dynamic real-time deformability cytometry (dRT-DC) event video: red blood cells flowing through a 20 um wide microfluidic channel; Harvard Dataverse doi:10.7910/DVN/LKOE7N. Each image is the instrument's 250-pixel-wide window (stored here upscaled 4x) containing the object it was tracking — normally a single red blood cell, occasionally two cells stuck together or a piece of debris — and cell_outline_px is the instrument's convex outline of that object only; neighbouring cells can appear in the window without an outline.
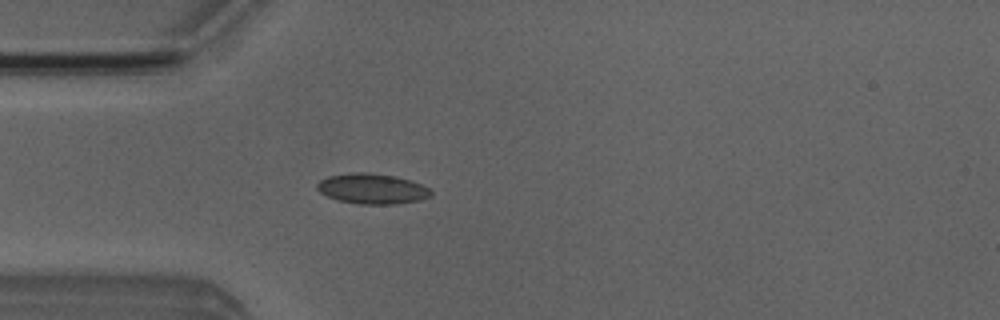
{"species": "Egyptian fruit bat (a non-hibernating species)", "species_latin": "Rousettus aegyptiacus", "temperature_condition": "room temperature", "stored_images_in_passage": 4, "camera_frame_rate_fps": 3000, "um_per_image_px": 0.085, "animal": {"sex": "male"}, "frame": {"image": 1, "passage_image": 4, "time_ms": 3.333, "image_size_px": [1000, 320], "cell_outline_px": [[432, 196], [420, 200], [396, 204], [360, 204], [336, 200], [320, 192], [316, 188], [316, 184], [320, 180], [328, 176], [352, 172], [368, 172], [396, 176], [412, 180], [428, 188], [432, 192]], "centroid_in_image_um": [31.63, 16.04], "position_along_channel_um": 53.4, "area_um2": 20.29}}